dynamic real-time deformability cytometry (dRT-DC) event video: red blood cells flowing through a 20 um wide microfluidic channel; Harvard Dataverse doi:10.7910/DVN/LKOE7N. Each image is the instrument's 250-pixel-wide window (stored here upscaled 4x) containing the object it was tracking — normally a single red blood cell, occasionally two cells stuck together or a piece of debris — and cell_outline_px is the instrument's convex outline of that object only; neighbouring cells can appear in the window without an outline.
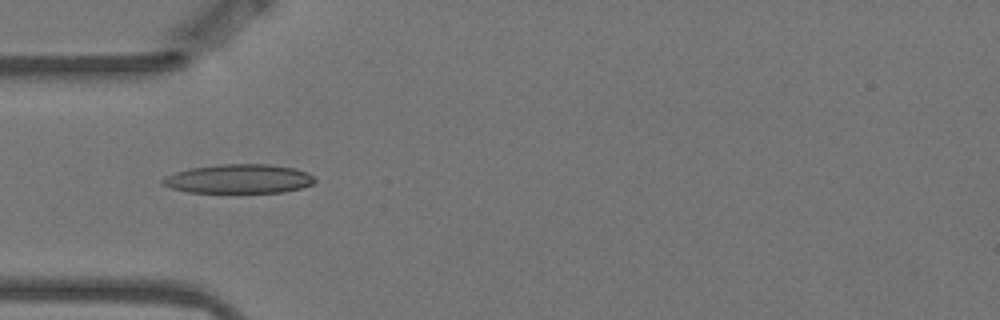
{"species": "Egyptian fruit bat (a non-hibernating species)", "species_latin": "Rousettus aegyptiacus", "temperature_condition": "warm", "stored_images_in_passage": 7, "camera_frame_rate_fps": 3000, "um_per_image_px": 0.085, "animal": {"sex": "female"}, "frame": {"image": 1, "passage_image": 1, "time_ms": 0.0, "image_size_px": [1000, 320], "cell_outline_px": [[316, 180], [312, 184], [300, 188], [284, 192], [188, 192], [172, 188], [160, 184], [160, 180], [176, 172], [192, 168], [220, 164], [268, 164], [296, 168], [308, 172]], "centroid_in_image_um": [20.32, 15.2], "position_along_channel_um": 64.7, "area_um2": 25.66}}
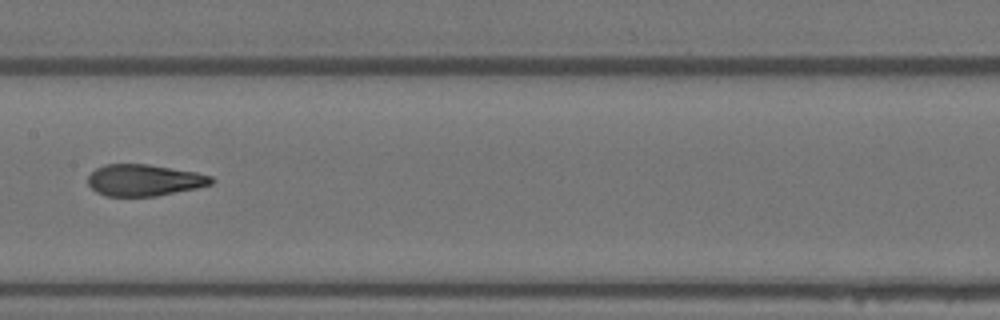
{"frame": {"image": 2, "passage_image": 4, "time_ms": 1.0, "image_size_px": [1000, 320], "cell_outline_px": [[216, 180], [212, 184], [196, 188], [156, 196], [108, 196], [96, 192], [88, 184], [88, 176], [96, 168], [104, 164], [148, 164], [196, 172], [212, 176]], "centroid_in_image_um": [12.27, 15.31], "position_along_channel_um": 195.1, "area_um2": 22.72}}
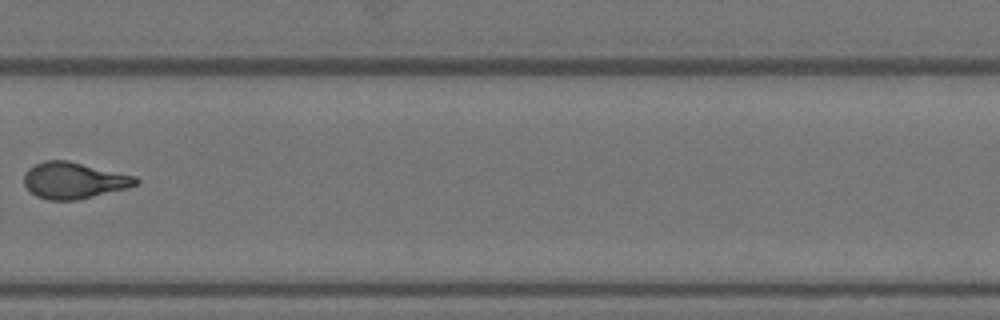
{"frame": {"image": 3, "passage_image": 7, "time_ms": 2.0, "image_size_px": [1000, 320], "cell_outline_px": [[140, 180], [136, 184], [128, 188], [76, 200], [48, 200], [36, 196], [24, 184], [24, 172], [32, 164], [44, 160], [68, 160], [136, 176]], "centroid_in_image_um": [6.26, 15.32], "position_along_channel_um": 323.5, "area_um2": 23.81}}